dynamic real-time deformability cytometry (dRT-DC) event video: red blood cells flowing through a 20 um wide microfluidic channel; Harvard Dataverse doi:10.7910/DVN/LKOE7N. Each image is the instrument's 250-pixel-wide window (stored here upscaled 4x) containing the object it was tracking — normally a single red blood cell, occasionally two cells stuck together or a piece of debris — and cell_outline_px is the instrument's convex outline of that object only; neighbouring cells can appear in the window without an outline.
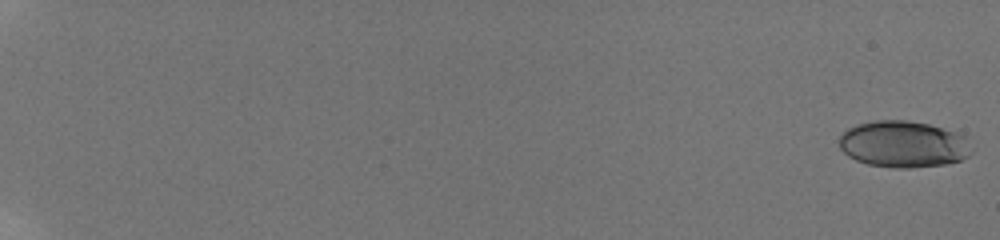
{"species": "human", "species_latin": "Homo sapiens", "temperature_condition": "room temperature", "stored_images_in_passage": 58, "camera_frame_rate_fps": 3000, "um_per_image_px": 0.085, "donor": {"sex": "male"}, "frame": {"image": 1, "passage_image": 1, "time_ms": 0.0, "image_size_px": [1000, 240], "cell_outline_px": [[972, 152], [968, 156], [960, 160], [944, 164], [908, 168], [892, 168], [868, 164], [856, 160], [848, 156], [840, 148], [840, 136], [848, 128], [856, 124], [876, 120], [908, 120], [928, 124], [964, 136]], "centroid_in_image_um": [76.74, 12.26], "position_along_channel_um": 8.3, "area_um2": 35.6}}
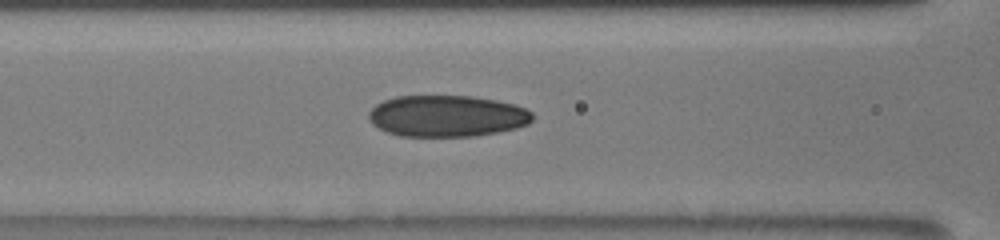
{"frame": {"image": 2, "passage_image": 30, "time_ms": 9.667, "image_size_px": [1000, 240], "cell_outline_px": [[532, 120], [528, 124], [516, 128], [496, 132], [472, 136], [400, 136], [388, 132], [372, 124], [368, 116], [368, 112], [376, 104], [384, 100], [396, 96], [472, 96], [496, 100], [512, 104], [524, 108], [532, 112]], "centroid_in_image_um": [37.97, 9.86], "position_along_channel_um": 128.6, "area_um2": 39.42}}
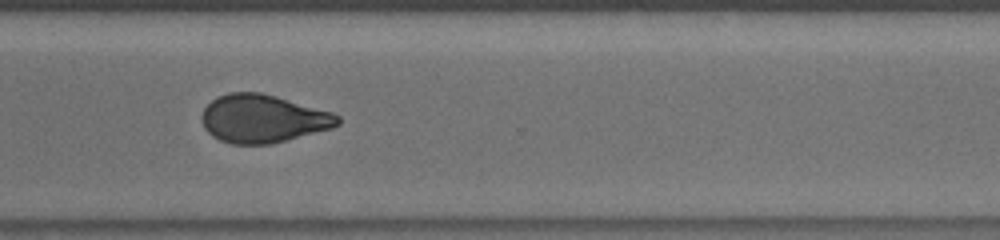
{"frame": {"image": 3, "passage_image": 47, "time_ms": 15.333, "image_size_px": [1000, 240], "cell_outline_px": [[340, 124], [332, 128], [268, 144], [232, 144], [220, 140], [212, 136], [204, 128], [200, 116], [204, 108], [216, 96], [228, 92], [260, 92], [276, 96], [332, 112], [340, 116]], "centroid_in_image_um": [22.31, 10.07], "position_along_channel_um": 348.3, "area_um2": 38.03}, "authors_computed_cell_mechanics": {"area_um2": 37.7723, "velocity_mm_per_s": 3.8802, "shape_relaxation_time_tau1_ms": 7.5001, "shape_relaxation_time_tau2_ms": 1.86, "deformation_change_tau1": 0.189, "deformation_change_tau2": 0.0742}}